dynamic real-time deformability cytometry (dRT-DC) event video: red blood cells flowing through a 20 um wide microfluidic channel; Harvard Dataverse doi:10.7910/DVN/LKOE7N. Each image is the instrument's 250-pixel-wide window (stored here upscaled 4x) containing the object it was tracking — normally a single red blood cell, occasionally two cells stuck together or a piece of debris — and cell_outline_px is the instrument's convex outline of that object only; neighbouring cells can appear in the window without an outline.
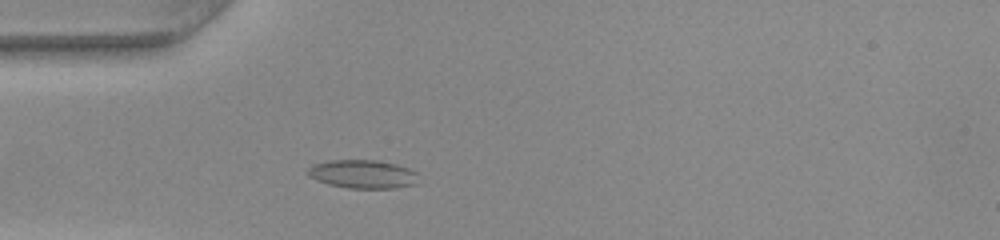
{"species": "common noctule bat (a hibernating species)", "species_latin": "Nyctalus noctula", "temperature_condition": "warm", "stored_images_in_passage": 37, "camera_frame_rate_fps": 3000, "um_per_image_px": 0.085, "animal": {"sex": "female", "body_mass_g": 22.0, "forearm_length_mm": 56.7}, "frame": {"image": 1, "passage_image": 9, "time_ms": 2.667, "image_size_px": [1000, 240], "cell_outline_px": [[416, 184], [396, 188], [348, 188], [328, 184], [316, 180], [308, 176], [308, 168], [312, 164], [328, 160], [376, 160], [396, 164], [408, 168], [416, 172]], "centroid_in_image_um": [30.8, 14.8], "position_along_channel_um": 54.2, "area_um2": 18.38}}
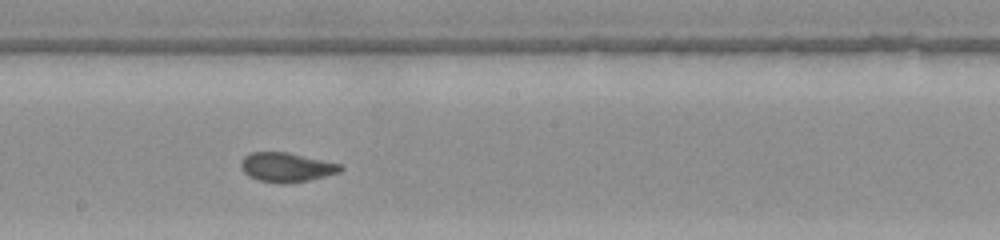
{"frame": {"image": 2, "passage_image": 22, "time_ms": 7.0, "image_size_px": [1000, 240], "cell_outline_px": [[344, 168], [340, 172], [308, 180], [284, 184], [280, 184], [256, 180], [248, 176], [240, 168], [240, 160], [244, 156], [252, 152], [288, 152], [340, 164]], "centroid_in_image_um": [24.3, 14.22], "position_along_channel_um": 223.9, "area_um2": 17.11}}
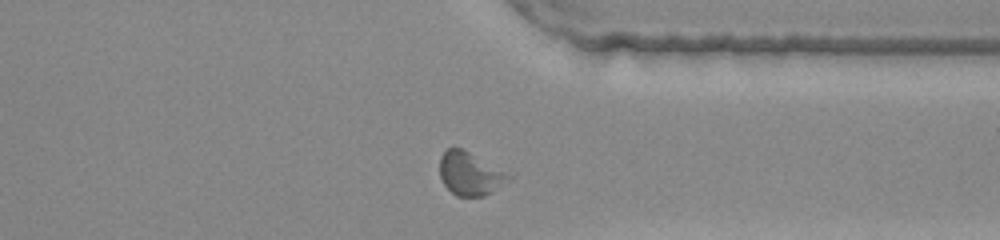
{"frame": {"image": 3, "passage_image": 33, "time_ms": 10.667, "image_size_px": [1000, 240], "cell_outline_px": [[516, 172], [512, 176], [492, 192], [484, 196], [456, 196], [444, 184], [440, 176], [440, 156], [448, 148], [464, 148]], "centroid_in_image_um": [40.06, 14.71], "position_along_channel_um": 371.3, "area_um2": 18.15}, "authors_computed_cell_mechanics": {"area_um2": 17.2244, "velocity_mm_per_s": 4.0831, "shape_relaxation_time_tau1_ms": null, "shape_relaxation_time_tau2_ms": 1.7126, "deformation_change_tau1": null, "deformation_change_tau2": 0.0734}}